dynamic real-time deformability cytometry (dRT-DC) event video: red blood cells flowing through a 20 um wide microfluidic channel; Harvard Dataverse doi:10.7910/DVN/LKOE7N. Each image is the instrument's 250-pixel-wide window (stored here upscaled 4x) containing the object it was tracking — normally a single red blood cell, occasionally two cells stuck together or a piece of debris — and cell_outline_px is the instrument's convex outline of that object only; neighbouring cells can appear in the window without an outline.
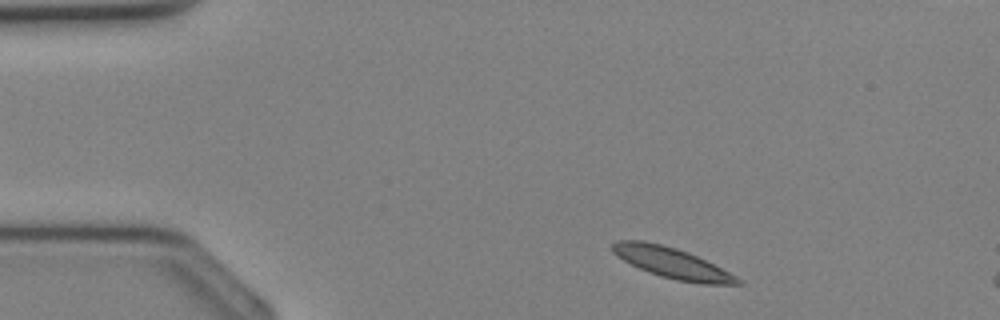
{"species": "Egyptian fruit bat (a non-hibernating species)", "species_latin": "Rousettus aegyptiacus", "temperature_condition": "cold", "stored_images_in_passage": 6, "camera_frame_rate_fps": 3000, "um_per_image_px": 0.085, "animal": {"sex": "female"}, "frame": {"image": 1, "passage_image": 1, "time_ms": 0.0, "image_size_px": [1000, 320], "cell_outline_px": [[744, 284], [704, 284], [676, 280], [660, 276], [640, 268], [616, 256], [612, 252], [612, 244], [616, 240], [644, 240], [676, 248], [688, 252], [736, 276]], "centroid_in_image_um": [57.08, 22.34], "position_along_channel_um": 27.9, "area_um2": 21.96}}